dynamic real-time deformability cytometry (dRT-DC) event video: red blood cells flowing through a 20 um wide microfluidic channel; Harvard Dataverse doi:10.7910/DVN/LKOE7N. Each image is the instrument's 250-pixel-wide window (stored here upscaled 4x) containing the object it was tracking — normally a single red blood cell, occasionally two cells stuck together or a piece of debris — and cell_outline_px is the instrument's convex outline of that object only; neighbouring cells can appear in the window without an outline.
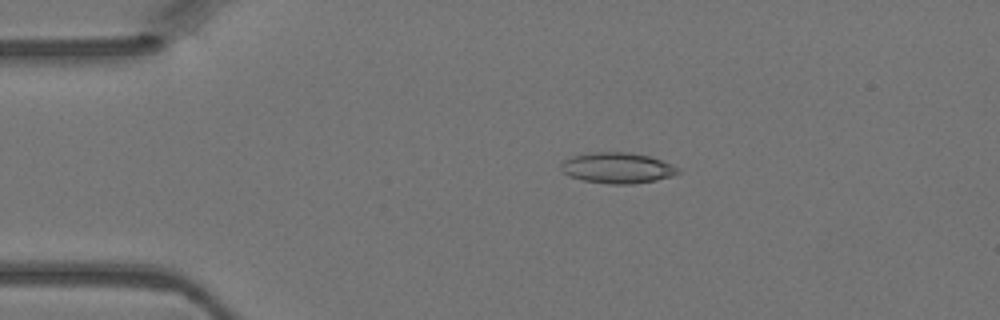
{"species": "Egyptian fruit bat (a non-hibernating species)", "species_latin": "Rousettus aegyptiacus", "temperature_condition": "warm", "stored_images_in_passage": 3, "camera_frame_rate_fps": 3000, "um_per_image_px": 0.085, "animal": {"sex": "female"}, "frame": {"image": 1, "passage_image": 2, "time_ms": 0.333, "image_size_px": [1000, 320], "cell_outline_px": [[680, 172], [672, 176], [656, 180], [632, 184], [608, 184], [584, 180], [568, 176], [560, 168], [560, 164], [564, 160], [572, 156], [592, 152], [628, 152], [648, 156], [672, 164], [680, 168]], "centroid_in_image_um": [52.47, 14.27], "position_along_channel_um": 32.5, "area_um2": 20.98}}